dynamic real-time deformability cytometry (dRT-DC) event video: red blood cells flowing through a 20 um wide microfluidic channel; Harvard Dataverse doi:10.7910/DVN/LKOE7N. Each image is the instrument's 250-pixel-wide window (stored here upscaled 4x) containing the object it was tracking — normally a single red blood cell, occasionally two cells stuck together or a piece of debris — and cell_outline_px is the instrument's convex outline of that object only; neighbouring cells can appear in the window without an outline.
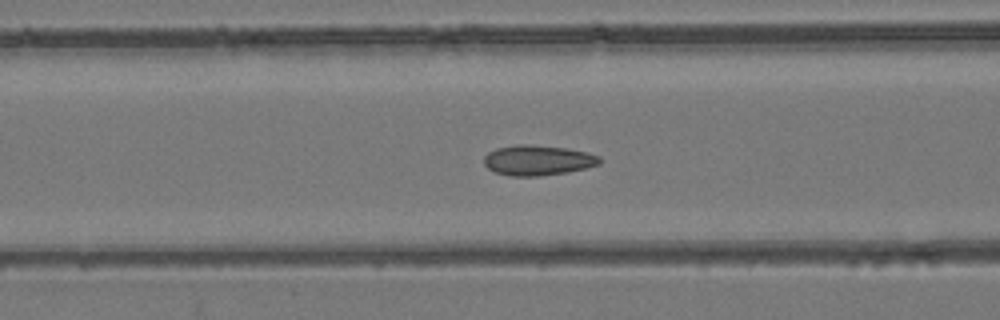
{"species": "common noctule bat (a hibernating species)", "species_latin": "Nyctalus noctula", "temperature_condition": "room temperature", "stored_images_in_passage": 54, "camera_frame_rate_fps": 3000, "um_per_image_px": 0.085, "animal": {"sex": "female", "body_mass_g": 24.6, "forearm_length_mm": 56.2}, "frame": {"image": 1, "passage_image": 22, "time_ms": 7.0, "image_size_px": [1000, 320], "cell_outline_px": [[600, 164], [568, 172], [540, 176], [508, 176], [496, 172], [488, 168], [484, 164], [484, 156], [488, 152], [496, 148], [516, 144], [532, 144], [568, 148], [588, 152], [600, 156]], "centroid_in_image_um": [45.71, 13.61], "position_along_channel_um": 120.9, "area_um2": 20.58}}
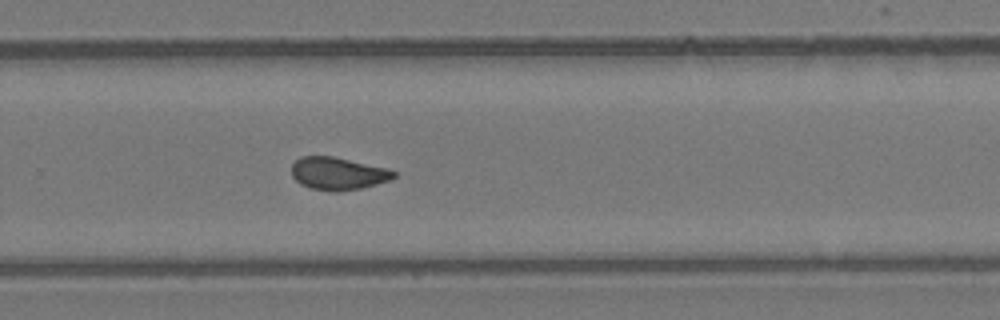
{"frame": {"image": 2, "passage_image": 36, "time_ms": 11.667, "image_size_px": [1000, 320], "cell_outline_px": [[396, 176], [392, 180], [360, 188], [336, 192], [332, 192], [308, 188], [300, 184], [292, 176], [292, 164], [300, 156], [332, 156], [388, 168], [396, 172]], "centroid_in_image_um": [28.72, 14.75], "position_along_channel_um": 301.1, "area_um2": 19.59}}
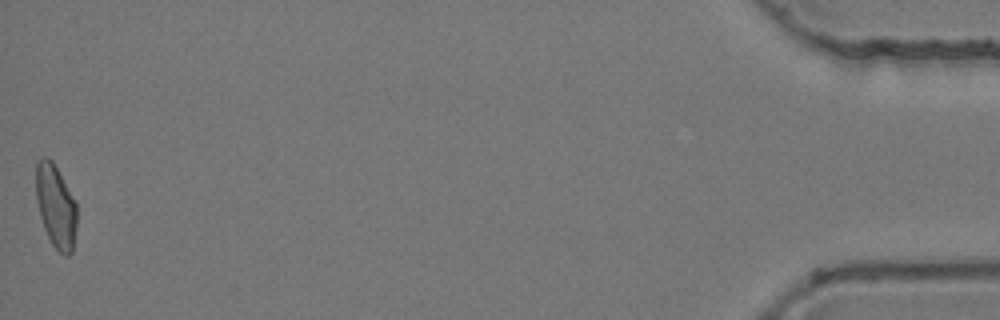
{"frame": {"image": 3, "passage_image": 54, "time_ms": 17.667, "image_size_px": [1000, 320], "cell_outline_px": [[76, 228], [72, 252], [68, 256], [64, 256], [52, 244], [44, 228], [40, 216], [36, 200], [36, 164], [44, 156], [52, 160], [76, 204]], "centroid_in_image_um": [4.73, 17.55], "position_along_channel_um": 430.5, "area_um2": 19.48}, "authors_computed_cell_mechanics": {"area_um2": 19.7965, "velocity_mm_per_s": 3.8708, "shape_relaxation_time_tau1_ms": null, "shape_relaxation_time_tau2_ms": 1.4791, "deformation_change_tau1": null, "deformation_change_tau2": 0.0613}}